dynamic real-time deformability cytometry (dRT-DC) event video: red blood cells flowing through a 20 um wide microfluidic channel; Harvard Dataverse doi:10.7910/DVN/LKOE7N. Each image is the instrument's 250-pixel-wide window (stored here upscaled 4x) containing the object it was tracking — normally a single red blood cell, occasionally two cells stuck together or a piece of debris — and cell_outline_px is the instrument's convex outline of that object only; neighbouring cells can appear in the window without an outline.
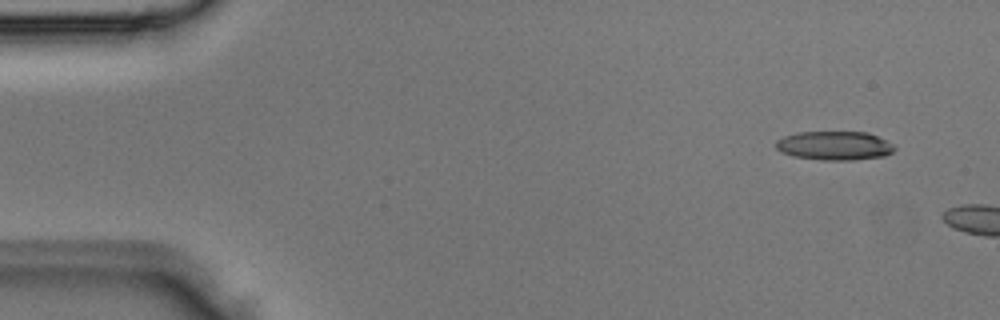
{"species": "Egyptian fruit bat (a non-hibernating species)", "species_latin": "Rousettus aegyptiacus", "temperature_condition": "room temperature", "stored_images_in_passage": 2, "camera_frame_rate_fps": 3000, "um_per_image_px": 0.085, "animal": {"sex": "male"}, "frame": {"image": 1, "passage_image": 1, "time_ms": 0.0, "image_size_px": [1000, 320], "cell_outline_px": [[896, 148], [892, 152], [884, 156], [852, 160], [820, 160], [792, 156], [780, 152], [776, 148], [776, 140], [784, 136], [796, 132], [868, 132], [892, 144]], "centroid_in_image_um": [70.89, 12.38], "position_along_channel_um": 14.1, "area_um2": 20.0}}